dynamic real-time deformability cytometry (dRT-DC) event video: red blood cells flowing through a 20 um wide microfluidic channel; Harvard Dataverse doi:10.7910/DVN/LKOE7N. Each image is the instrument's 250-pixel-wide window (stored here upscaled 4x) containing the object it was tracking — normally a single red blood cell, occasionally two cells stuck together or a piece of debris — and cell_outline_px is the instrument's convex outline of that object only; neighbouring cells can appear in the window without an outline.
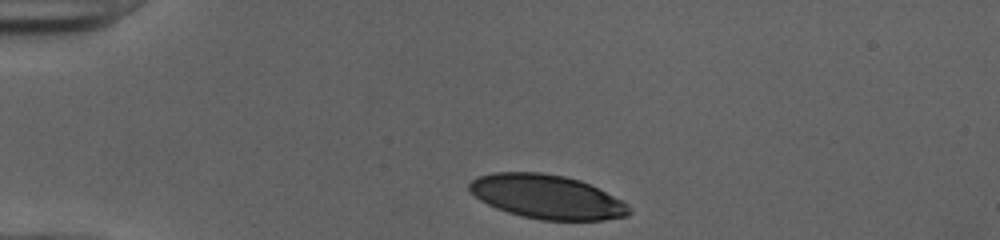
{"species": "human", "species_latin": "Homo sapiens", "temperature_condition": "cold", "stored_images_in_passage": 32, "camera_frame_rate_fps": 3000, "um_per_image_px": 0.085, "donor": {"sex": "female"}, "frame": {"image": 1, "passage_image": 1, "time_ms": 0.0, "image_size_px": [1000, 240], "cell_outline_px": [[632, 212], [628, 216], [604, 220], [540, 220], [508, 212], [496, 208], [480, 200], [468, 188], [468, 184], [476, 176], [492, 172], [540, 172], [564, 176], [580, 180], [624, 200], [632, 208]], "centroid_in_image_um": [46.52, 16.72], "position_along_channel_um": 38.5, "area_um2": 41.15}}
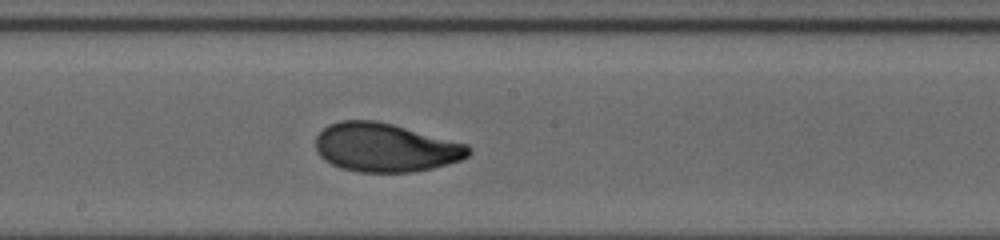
{"frame": {"image": 2, "passage_image": 18, "time_ms": 5.667, "image_size_px": [1000, 240], "cell_outline_px": [[472, 152], [468, 156], [460, 160], [432, 168], [412, 172], [360, 172], [340, 168], [324, 160], [316, 152], [316, 136], [328, 124], [340, 120], [376, 120], [392, 124], [468, 144], [472, 148]], "centroid_in_image_um": [32.75, 12.54], "position_along_channel_um": 215.5, "area_um2": 43.52}}
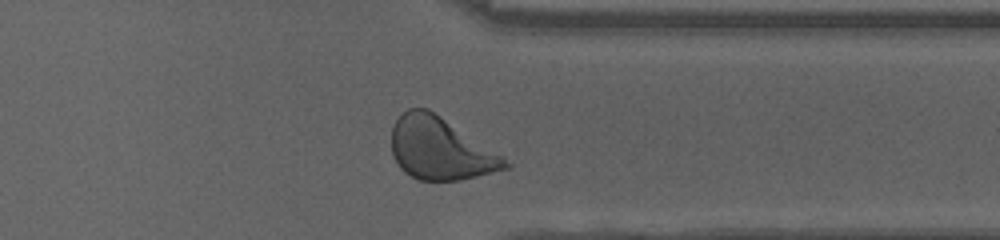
{"frame": {"image": 3, "passage_image": 30, "time_ms": 9.667, "image_size_px": [1000, 240], "cell_outline_px": [[512, 168], [460, 180], [420, 180], [404, 172], [400, 168], [392, 156], [392, 128], [396, 120], [408, 108], [428, 108], [504, 156], [512, 164]], "centroid_in_image_um": [37.45, 12.65], "position_along_channel_um": 373.9, "area_um2": 41.21}, "authors_computed_cell_mechanics": {"area_um2": 42.7142, "velocity_mm_per_s": 3.9833, "shape_relaxation_time_tau1_ms": 3.3866, "shape_relaxation_time_tau2_ms": 1.0519, "deformation_change_tau1": 0.18, "deformation_change_tau2": 0.0581}}